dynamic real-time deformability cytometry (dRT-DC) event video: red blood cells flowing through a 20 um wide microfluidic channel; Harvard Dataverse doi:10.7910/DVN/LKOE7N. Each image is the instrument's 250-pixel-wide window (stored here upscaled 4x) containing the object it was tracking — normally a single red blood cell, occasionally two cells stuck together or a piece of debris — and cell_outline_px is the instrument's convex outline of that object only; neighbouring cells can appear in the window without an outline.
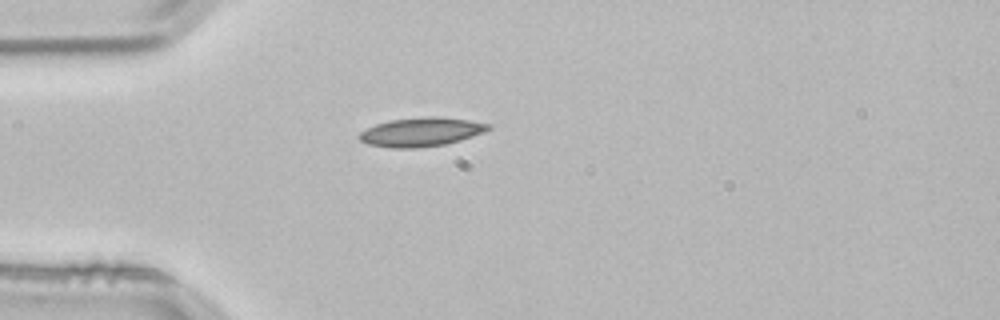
{"species": "common noctule bat (a hibernating species)", "species_latin": "Nyctalus noctula", "temperature_condition": "room temperature", "stored_images_in_passage": 4, "camera_frame_rate_fps": 3000, "um_per_image_px": 0.085, "animal": {"sex": "male", "body_mass_g": 21.5, "forearm_length_mm": 52.0}, "frame": {"image": 1, "passage_image": 4, "time_ms": 1.0, "image_size_px": [1000, 320], "cell_outline_px": [[492, 128], [484, 132], [460, 140], [444, 144], [416, 148], [392, 148], [368, 144], [360, 140], [356, 136], [360, 132], [376, 124], [388, 120], [424, 116], [436, 116], [468, 120], [492, 124]], "centroid_in_image_um": [35.79, 11.21], "position_along_channel_um": 49.2, "area_um2": 21.79}}